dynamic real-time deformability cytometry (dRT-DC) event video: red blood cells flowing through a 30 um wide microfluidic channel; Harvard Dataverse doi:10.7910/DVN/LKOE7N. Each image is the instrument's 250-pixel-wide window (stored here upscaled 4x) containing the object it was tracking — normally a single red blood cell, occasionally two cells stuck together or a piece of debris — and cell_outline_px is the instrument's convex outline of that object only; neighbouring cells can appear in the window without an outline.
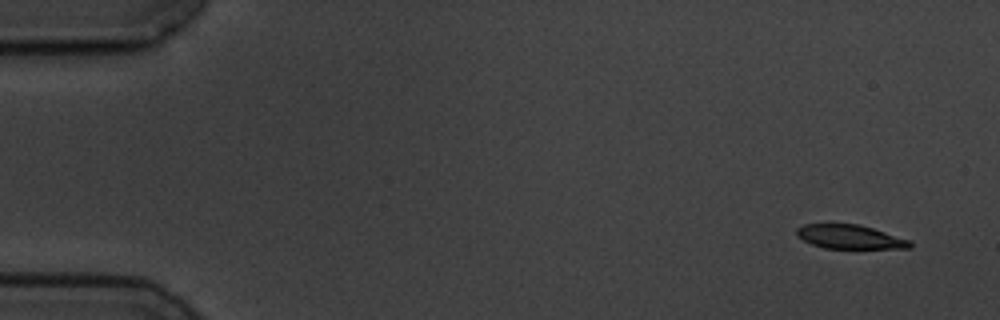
{"species": "common noctule bat (a hibernating species)", "species_latin": "Nyctalus noctula", "temperature_condition": "cold", "stored_images_in_passage": 4, "camera_frame_rate_fps": 3000, "um_per_image_px": 0.085, "animal": {"sex": "male", "body_mass_g": 19.5, "forearm_length_mm": 54.6}, "frame": {"image": 1, "passage_image": 1, "time_ms": 0.0, "image_size_px": [1000, 320], "cell_outline_px": [[912, 248], [824, 248], [812, 244], [796, 236], [796, 228], [804, 224], [828, 220], [832, 220], [860, 224], [912, 240]], "centroid_in_image_um": [72.18, 20.06], "position_along_channel_um": 12.8, "area_um2": 16.76}}